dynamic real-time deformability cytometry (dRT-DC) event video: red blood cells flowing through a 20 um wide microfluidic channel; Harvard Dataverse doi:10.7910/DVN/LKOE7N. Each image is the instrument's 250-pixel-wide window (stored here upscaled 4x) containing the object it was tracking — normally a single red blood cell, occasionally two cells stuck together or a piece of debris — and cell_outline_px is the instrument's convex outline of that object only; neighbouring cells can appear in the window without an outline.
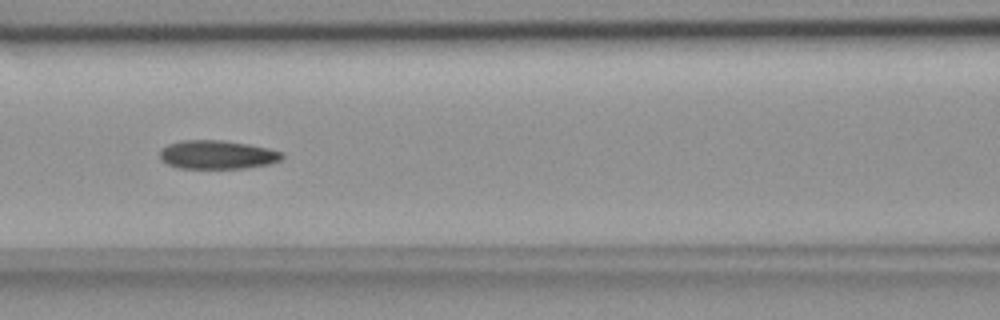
{"species": "common noctule bat (a hibernating species)", "species_latin": "Nyctalus noctula", "temperature_condition": "room temperature", "stored_images_in_passage": 35, "camera_frame_rate_fps": 3000, "um_per_image_px": 0.085, "animal": {"sex": "female", "body_mass_g": 18.4}, "frame": {"image": 1, "passage_image": 9, "time_ms": 2.667, "image_size_px": [1000, 320], "cell_outline_px": [[284, 156], [280, 160], [268, 164], [244, 168], [180, 168], [168, 164], [160, 156], [160, 148], [168, 144], [180, 140], [224, 140], [248, 144], [268, 148], [284, 152]], "centroid_in_image_um": [18.48, 13.14], "position_along_channel_um": 148.1, "area_um2": 20.4}}
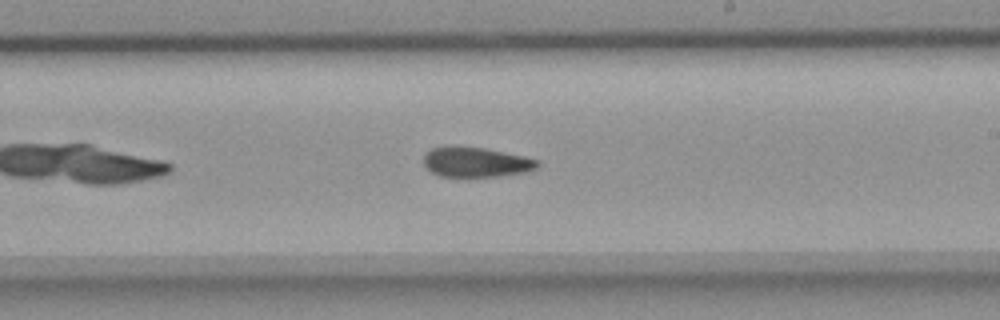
{"frame": {"image": 2, "passage_image": 17, "time_ms": 5.333, "image_size_px": [1000, 320], "cell_outline_px": [[540, 168], [528, 172], [500, 176], [440, 176], [432, 172], [424, 164], [424, 152], [432, 148], [452, 144], [456, 144], [484, 148], [524, 156], [540, 160]], "centroid_in_image_um": [40.48, 13.75], "position_along_channel_um": 248.5, "area_um2": 20.35}}
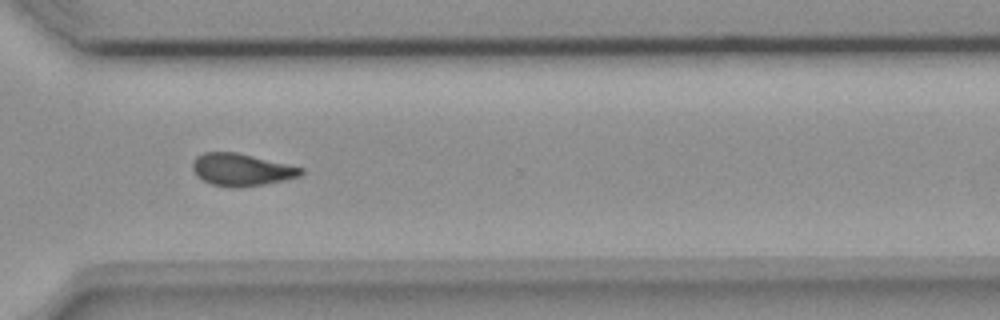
{"frame": {"image": 3, "passage_image": 25, "time_ms": 8.0, "image_size_px": [1000, 320], "cell_outline_px": [[304, 172], [300, 176], [284, 180], [264, 184], [236, 188], [232, 188], [212, 184], [204, 180], [192, 168], [192, 164], [196, 156], [204, 152], [236, 152], [288, 164], [304, 168]], "centroid_in_image_um": [20.55, 14.42], "position_along_channel_um": 350.1, "area_um2": 20.23}, "authors_computed_cell_mechanics": {"area_um2": 20.4612, "velocity_mm_per_s": 3.7863, "shape_relaxation_time_tau1_ms": 6.8122, "shape_relaxation_time_tau2_ms": 4.2203, "deformation_change_tau1": 0.1677, "deformation_change_tau2": 0.1107}}